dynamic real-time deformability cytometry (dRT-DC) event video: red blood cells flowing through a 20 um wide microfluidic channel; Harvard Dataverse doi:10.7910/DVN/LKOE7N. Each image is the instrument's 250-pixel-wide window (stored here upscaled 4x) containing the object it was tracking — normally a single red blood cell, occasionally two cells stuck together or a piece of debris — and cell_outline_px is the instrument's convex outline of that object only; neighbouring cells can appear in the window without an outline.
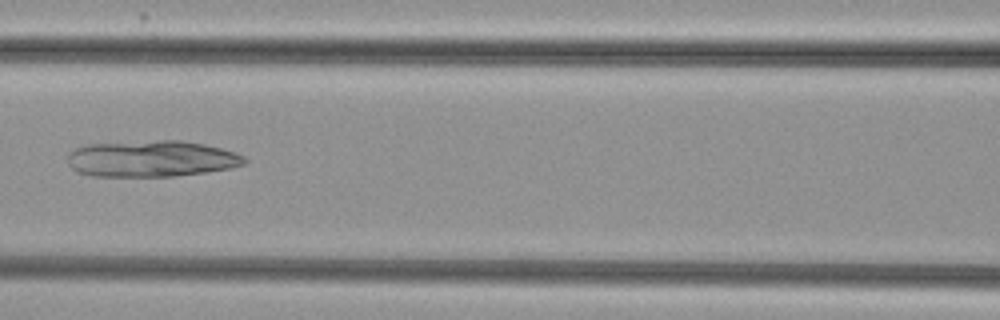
{"species": "common noctule bat (a hibernating species)", "species_latin": "Nyctalus noctula", "temperature_condition": "cold", "stored_images_in_passage": 7, "camera_frame_rate_fps": 3000, "um_per_image_px": 0.085, "animal": {"sex": "female", "body_mass_g": 29.2, "forearm_length_mm": 56.3}, "frame": {"image": 1, "passage_image": 7, "time_ms": 8.0, "image_size_px": [1000, 320], "cell_outline_px": [[248, 160], [244, 164], [228, 168], [204, 172], [176, 176], [92, 176], [76, 172], [68, 164], [68, 152], [76, 148], [88, 144], [160, 140], [180, 140], [204, 144], [236, 152], [244, 156]], "centroid_in_image_um": [12.86, 13.49], "position_along_channel_um": 153.7, "area_um2": 37.45}}